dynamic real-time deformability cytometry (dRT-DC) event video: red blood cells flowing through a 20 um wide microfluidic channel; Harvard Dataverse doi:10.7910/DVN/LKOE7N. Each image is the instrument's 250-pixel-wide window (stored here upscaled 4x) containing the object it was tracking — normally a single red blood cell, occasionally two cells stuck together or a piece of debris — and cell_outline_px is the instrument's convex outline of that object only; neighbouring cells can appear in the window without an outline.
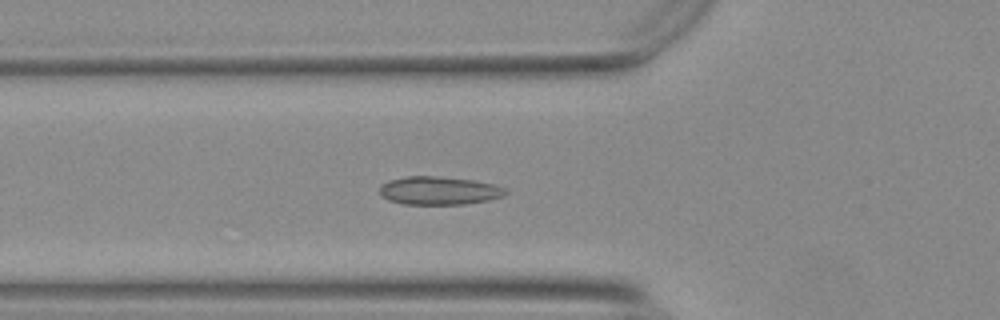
{"species": "Egyptian fruit bat (a non-hibernating species)", "species_latin": "Rousettus aegyptiacus", "temperature_condition": "warm", "stored_images_in_passage": 46, "camera_frame_rate_fps": 3000, "um_per_image_px": 0.085, "animal": {"sex": "female"}, "frame": {"image": 1, "passage_image": 11, "time_ms": 3.333, "image_size_px": [1000, 320], "cell_outline_px": [[508, 192], [504, 196], [488, 200], [464, 204], [404, 204], [388, 200], [380, 196], [380, 184], [388, 180], [408, 176], [436, 176], [472, 180], [492, 184], [504, 188]], "centroid_in_image_um": [37.27, 16.2], "position_along_channel_um": 88.5, "area_um2": 20.69}}
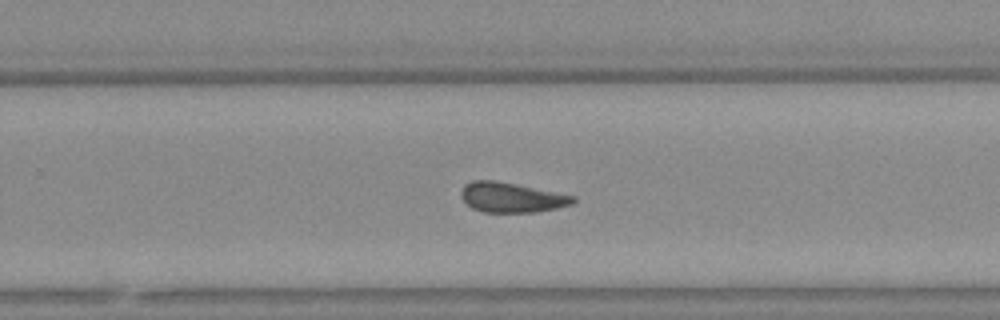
{"frame": {"image": 2, "passage_image": 27, "time_ms": 8.667, "image_size_px": [1000, 320], "cell_outline_px": [[576, 200], [572, 204], [556, 208], [536, 212], [484, 212], [472, 208], [460, 196], [460, 192], [464, 184], [472, 180], [496, 180], [576, 196]], "centroid_in_image_um": [43.46, 16.77], "position_along_channel_um": 286.3, "area_um2": 19.54}}
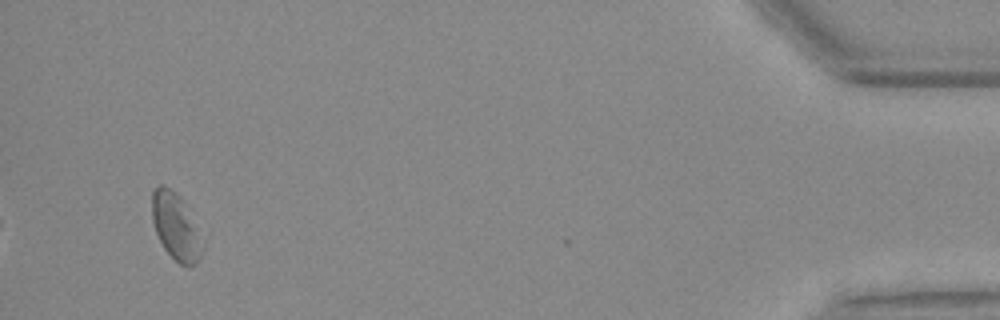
{"frame": {"image": 3, "passage_image": 44, "time_ms": 14.333, "image_size_px": [1000, 320], "cell_outline_px": [[200, 256], [196, 264], [188, 268], [180, 264], [164, 248], [156, 232], [152, 220], [152, 192], [160, 184], [176, 192], [180, 196], [192, 228]], "centroid_in_image_um": [14.79, 19.24], "position_along_channel_um": 420.4, "area_um2": 17.69}, "authors_computed_cell_mechanics": {"area_um2": 19.6231, "velocity_mm_per_s": 3.7143, "shape_relaxation_time_tau1_ms": null, "shape_relaxation_time_tau2_ms": 3.3728, "deformation_change_tau1": null, "deformation_change_tau2": 0.0918}}